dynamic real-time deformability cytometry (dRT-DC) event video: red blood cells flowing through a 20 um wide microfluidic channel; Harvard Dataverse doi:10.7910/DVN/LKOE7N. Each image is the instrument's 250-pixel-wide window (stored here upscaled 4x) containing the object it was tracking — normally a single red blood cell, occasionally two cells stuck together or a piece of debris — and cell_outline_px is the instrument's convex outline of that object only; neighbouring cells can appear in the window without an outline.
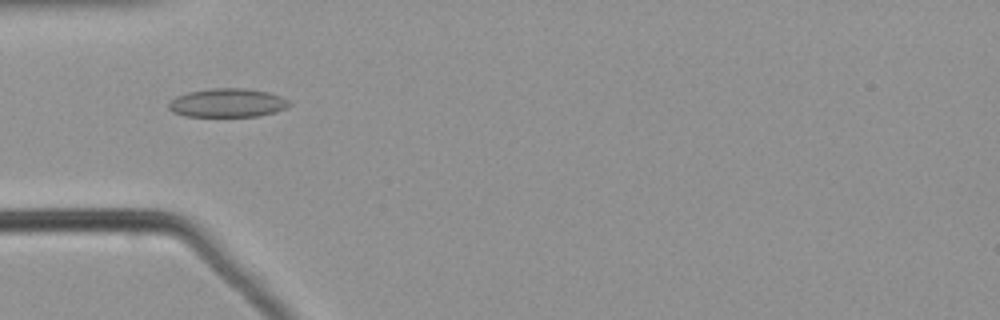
{"species": "common noctule bat (a hibernating species)", "species_latin": "Nyctalus noctula", "temperature_condition": "warm", "stored_images_in_passage": 53, "camera_frame_rate_fps": 3000, "um_per_image_px": 0.085, "animal": {"sex": "male", "body_mass_g": 21.5, "forearm_length_mm": 52.0}, "frame": {"image": 1, "passage_image": 17, "time_ms": 5.333, "image_size_px": [1000, 320], "cell_outline_px": [[292, 104], [288, 108], [276, 112], [256, 116], [184, 116], [172, 112], [168, 108], [168, 104], [176, 96], [188, 92], [208, 88], [244, 88], [268, 92], [280, 96], [288, 100]], "centroid_in_image_um": [19.34, 8.74], "position_along_channel_um": 65.7, "area_um2": 20.29}}
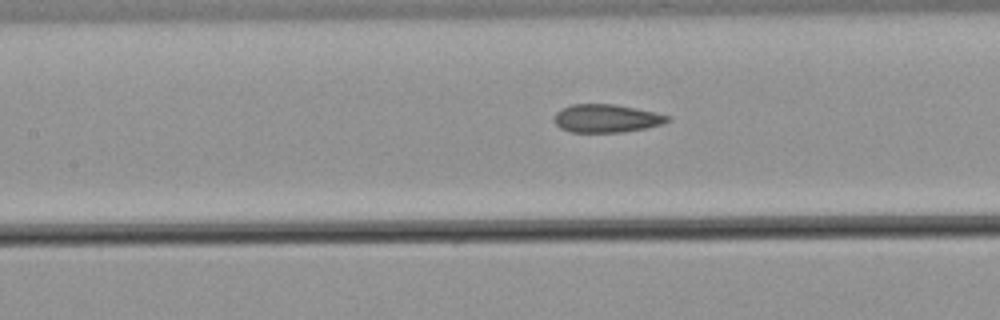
{"frame": {"image": 2, "passage_image": 24, "time_ms": 7.667, "image_size_px": [1000, 320], "cell_outline_px": [[672, 120], [648, 128], [624, 132], [568, 132], [560, 128], [552, 120], [556, 112], [560, 108], [572, 104], [616, 104], [656, 112], [668, 116]], "centroid_in_image_um": [51.52, 10.06], "position_along_channel_um": 155.9, "area_um2": 18.84}}
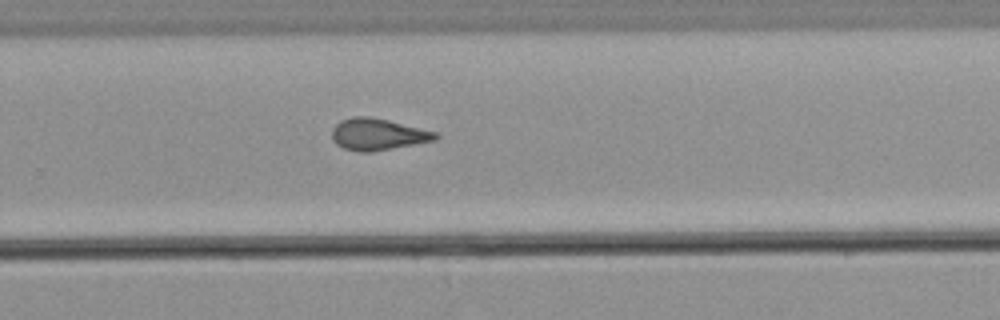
{"frame": {"image": 3, "passage_image": 35, "time_ms": 11.333, "image_size_px": [1000, 320], "cell_outline_px": [[440, 136], [436, 140], [372, 152], [360, 152], [344, 148], [336, 144], [332, 140], [332, 128], [340, 120], [352, 116], [372, 116], [440, 132]], "centroid_in_image_um": [32.14, 11.4], "position_along_channel_um": 297.7, "area_um2": 19.48}}